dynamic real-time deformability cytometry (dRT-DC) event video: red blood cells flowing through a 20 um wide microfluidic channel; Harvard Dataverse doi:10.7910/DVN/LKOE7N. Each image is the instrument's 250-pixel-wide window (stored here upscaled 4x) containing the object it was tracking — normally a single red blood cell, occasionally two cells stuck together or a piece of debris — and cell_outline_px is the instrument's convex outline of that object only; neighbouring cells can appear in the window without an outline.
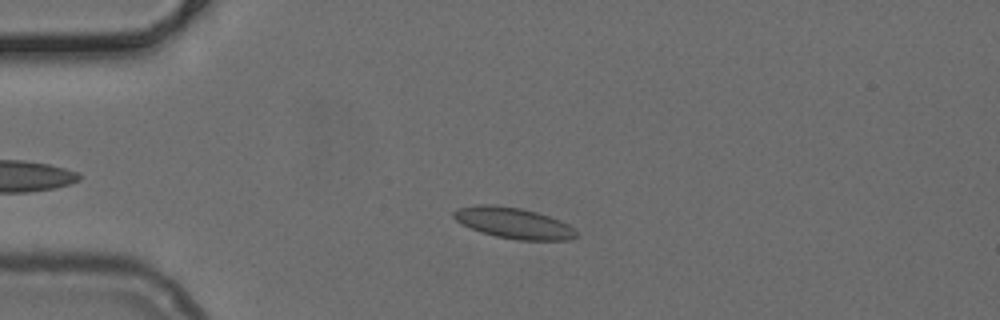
{"species": "common noctule bat (a hibernating species)", "species_latin": "Nyctalus noctula", "temperature_condition": "cold", "stored_images_in_passage": 45, "camera_frame_rate_fps": 3000, "um_per_image_px": 0.085, "animal": {"sex": "female", "body_mass_g": 24.6, "forearm_length_mm": 56.2}, "frame": {"image": 1, "passage_image": 11, "time_ms": 3.333, "image_size_px": [1000, 320], "cell_outline_px": [[580, 236], [572, 240], [516, 240], [496, 236], [480, 232], [460, 224], [452, 216], [452, 212], [460, 208], [476, 204], [492, 204], [520, 208], [536, 212], [560, 220], [576, 228]], "centroid_in_image_um": [43.68, 18.97], "position_along_channel_um": 41.3, "area_um2": 22.43}}
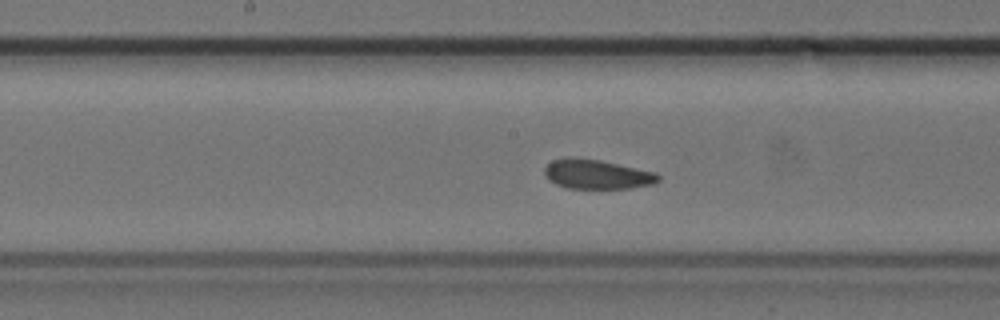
{"frame": {"image": 2, "passage_image": 25, "time_ms": 8.0, "image_size_px": [1000, 320], "cell_outline_px": [[660, 180], [652, 184], [632, 188], [568, 188], [556, 184], [548, 180], [544, 176], [544, 168], [552, 160], [600, 160], [656, 172], [660, 176]], "centroid_in_image_um": [50.78, 14.85], "position_along_channel_um": 197.4, "area_um2": 18.96}}
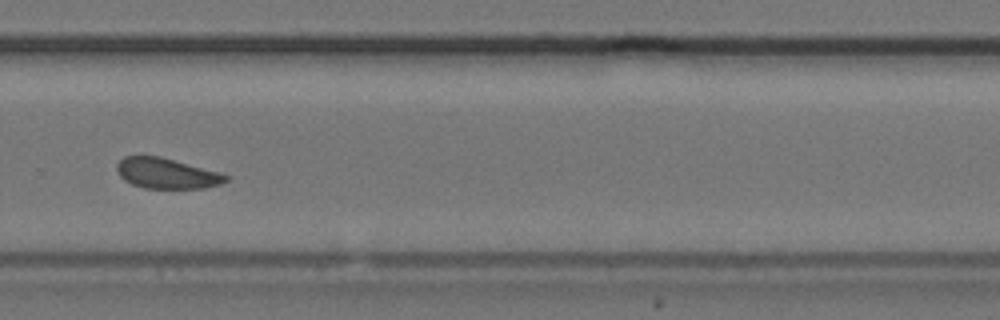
{"frame": {"image": 3, "passage_image": 34, "time_ms": 11.0, "image_size_px": [1000, 320], "cell_outline_px": [[228, 180], [220, 184], [204, 188], [144, 188], [132, 184], [124, 180], [120, 176], [116, 168], [116, 164], [124, 156], [160, 156], [220, 172], [228, 176]], "centroid_in_image_um": [14.15, 14.73], "position_along_channel_um": 315.6, "area_um2": 19.31}}